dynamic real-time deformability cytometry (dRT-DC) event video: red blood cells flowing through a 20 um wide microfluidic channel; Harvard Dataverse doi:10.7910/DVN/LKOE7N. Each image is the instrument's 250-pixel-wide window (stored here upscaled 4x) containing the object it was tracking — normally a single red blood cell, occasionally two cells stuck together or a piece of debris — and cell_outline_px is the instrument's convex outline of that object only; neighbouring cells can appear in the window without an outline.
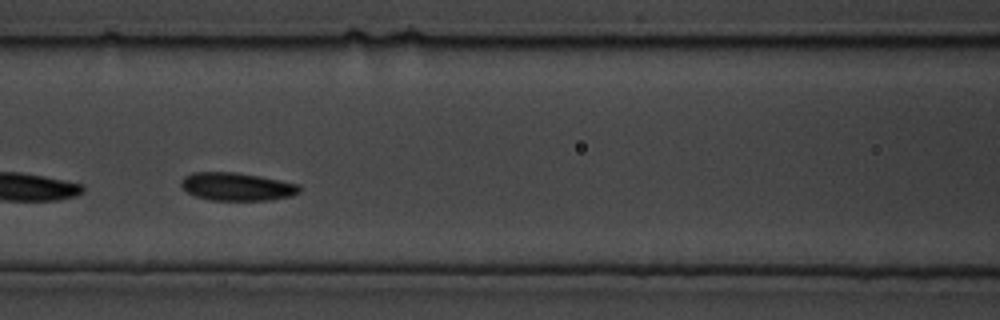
{"species": "common noctule bat (a hibernating species)", "species_latin": "Nyctalus noctula", "temperature_condition": "cold", "stored_images_in_passage": 18, "camera_frame_rate_fps": 3000, "um_per_image_px": 0.085, "animal": {"sex": "male", "body_mass_g": 19.5, "forearm_length_mm": 54.6}, "frame": {"image": 1, "passage_image": 13, "time_ms": 4.0, "image_size_px": [1000, 320], "cell_outline_px": [[300, 192], [292, 196], [272, 200], [212, 200], [196, 196], [188, 192], [180, 184], [180, 180], [184, 176], [192, 172], [236, 172], [260, 176], [300, 184]], "centroid_in_image_um": [20.16, 15.86], "position_along_channel_um": 146.4, "area_um2": 19.42}}